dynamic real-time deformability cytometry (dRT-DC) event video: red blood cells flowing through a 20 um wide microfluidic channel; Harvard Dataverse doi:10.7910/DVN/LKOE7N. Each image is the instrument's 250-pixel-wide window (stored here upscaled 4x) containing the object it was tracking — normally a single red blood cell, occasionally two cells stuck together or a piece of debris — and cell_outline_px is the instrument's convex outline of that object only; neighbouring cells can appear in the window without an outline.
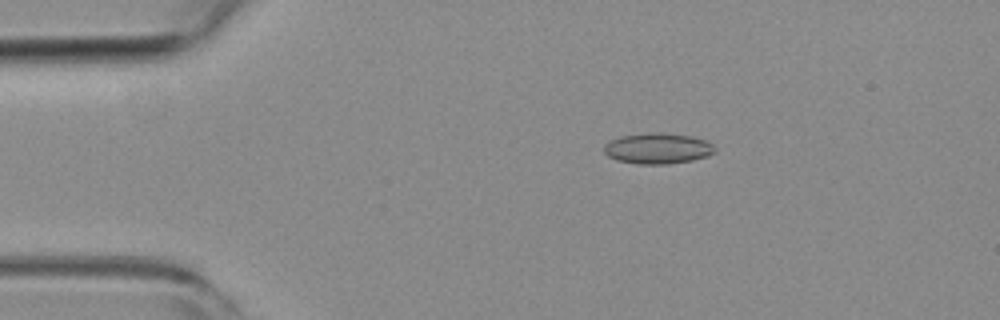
{"species": "common noctule bat (a hibernating species)", "species_latin": "Nyctalus noctula", "temperature_condition": "room temperature", "stored_images_in_passage": 53, "camera_frame_rate_fps": 3000, "um_per_image_px": 0.085, "animal": {"sex": "female", "body_mass_g": 19.3, "forearm_length_mm": 54.1}, "frame": {"image": 1, "passage_image": 10, "time_ms": 3.0, "image_size_px": [1000, 320], "cell_outline_px": [[716, 152], [708, 156], [692, 160], [668, 164], [636, 164], [616, 160], [608, 156], [604, 152], [604, 144], [608, 140], [620, 136], [692, 136], [704, 140], [712, 144], [716, 148]], "centroid_in_image_um": [55.9, 12.69], "position_along_channel_um": 29.1, "area_um2": 18.96}}
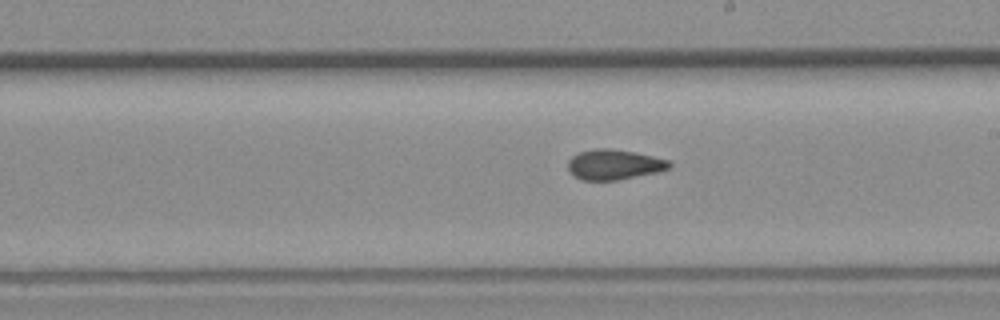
{"frame": {"image": 2, "passage_image": 30, "time_ms": 9.667, "image_size_px": [1000, 320], "cell_outline_px": [[672, 164], [668, 168], [656, 172], [616, 180], [580, 180], [568, 172], [568, 160], [572, 156], [580, 152], [592, 148], [608, 148], [632, 152], [652, 156], [668, 160]], "centroid_in_image_um": [52.13, 13.99], "position_along_channel_um": 236.9, "area_um2": 17.69}}
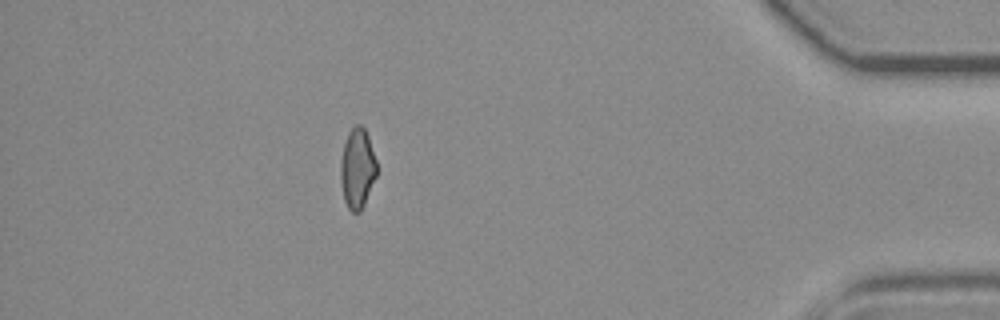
{"frame": {"image": 3, "passage_image": 47, "time_ms": 15.333, "image_size_px": [1000, 320], "cell_outline_px": [[376, 176], [364, 204], [360, 212], [352, 212], [348, 208], [344, 200], [340, 180], [340, 160], [344, 144], [348, 132], [356, 124], [360, 124], [364, 128], [368, 136], [376, 160]], "centroid_in_image_um": [30.35, 14.31], "position_along_channel_um": 404.8, "area_um2": 16.82}, "authors_computed_cell_mechanics": {"area_um2": 18.0336, "velocity_mm_per_s": 3.8923, "shape_relaxation_time_tau1_ms": null, "shape_relaxation_time_tau2_ms": 2.0978, "deformation_change_tau1": null, "deformation_change_tau2": 0.0732}}